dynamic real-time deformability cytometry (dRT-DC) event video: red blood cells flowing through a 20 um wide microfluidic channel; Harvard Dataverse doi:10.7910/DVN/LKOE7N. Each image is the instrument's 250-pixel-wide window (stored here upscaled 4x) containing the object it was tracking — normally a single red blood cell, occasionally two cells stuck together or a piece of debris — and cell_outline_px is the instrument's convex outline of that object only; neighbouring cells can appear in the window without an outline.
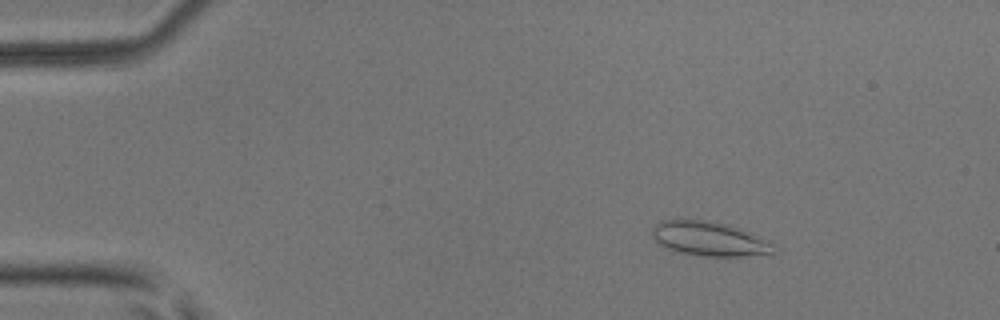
{"species": "common noctule bat (a hibernating species)", "species_latin": "Nyctalus noctula", "temperature_condition": "room temperature", "stored_images_in_passage": 52, "camera_frame_rate_fps": 3000, "um_per_image_px": 0.085, "animal": {"sex": "male", "body_mass_g": 17.9, "forearm_length_mm": 54.2}, "frame": {"image": 1, "passage_image": 8, "time_ms": 2.333, "image_size_px": [1000, 320], "cell_outline_px": [[776, 252], [740, 256], [700, 256], [680, 252], [668, 248], [660, 244], [652, 236], [652, 228], [660, 220], [708, 220], [728, 224], [740, 228], [772, 244]], "centroid_in_image_um": [60.24, 20.29], "position_along_channel_um": 24.8, "area_um2": 23.87}}
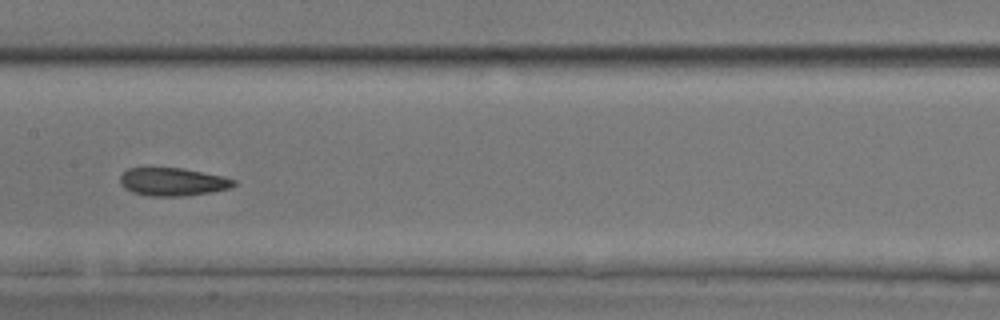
{"frame": {"image": 2, "passage_image": 27, "time_ms": 8.667, "image_size_px": [1000, 320], "cell_outline_px": [[236, 184], [232, 188], [184, 196], [148, 196], [132, 192], [124, 188], [120, 184], [120, 176], [128, 168], [184, 168], [224, 176], [236, 180]], "centroid_in_image_um": [14.69, 15.45], "position_along_channel_um": 192.7, "area_um2": 18.67}}
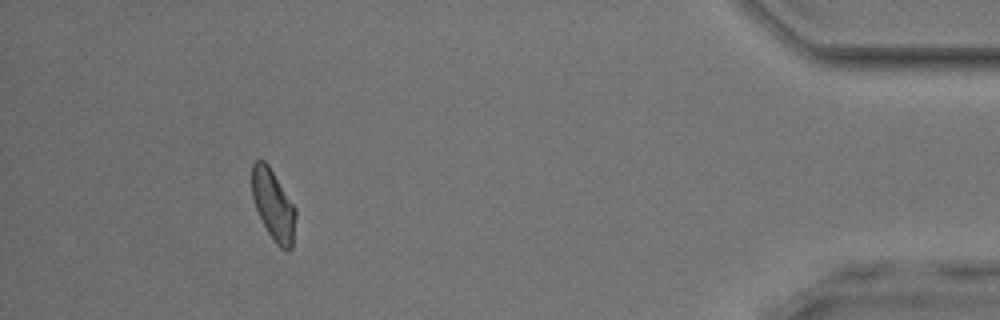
{"frame": {"image": 3, "passage_image": 48, "time_ms": 15.667, "image_size_px": [1000, 320], "cell_outline_px": [[296, 216], [292, 248], [288, 252], [280, 248], [276, 244], [268, 232], [256, 208], [252, 196], [252, 164], [256, 160], [264, 160], [268, 164], [296, 208]], "centroid_in_image_um": [23.25, 17.44], "position_along_channel_um": 412.0, "area_um2": 17.92}, "authors_computed_cell_mechanics": {"area_um2": 19.2474, "velocity_mm_per_s": 3.9518, "shape_relaxation_time_tau1_ms": null, "shape_relaxation_time_tau2_ms": 3.8665, "deformation_change_tau1": null, "deformation_change_tau2": 0.1186}}